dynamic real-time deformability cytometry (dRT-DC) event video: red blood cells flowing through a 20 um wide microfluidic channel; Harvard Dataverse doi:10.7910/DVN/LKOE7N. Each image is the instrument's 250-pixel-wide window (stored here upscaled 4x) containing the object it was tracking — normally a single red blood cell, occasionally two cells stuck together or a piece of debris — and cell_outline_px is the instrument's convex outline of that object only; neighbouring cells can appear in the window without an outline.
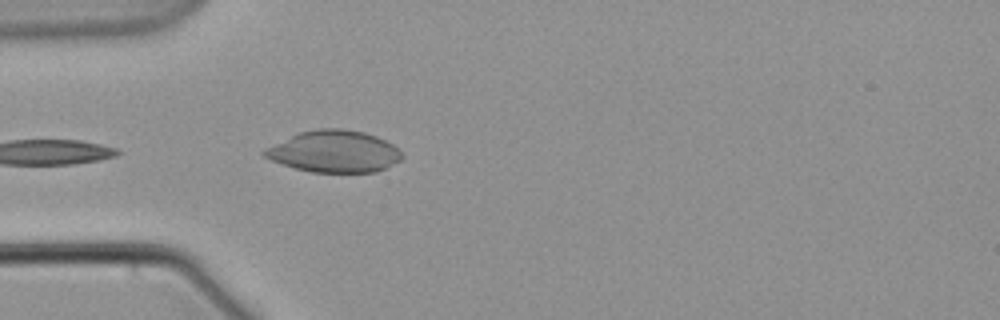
{"species": "common noctule bat (a hibernating species)", "species_latin": "Nyctalus noctula", "temperature_condition": "warm", "stored_images_in_passage": 6, "camera_frame_rate_fps": 3000, "um_per_image_px": 0.085, "animal": {"sex": "male", "body_mass_g": 21.5, "forearm_length_mm": 52.0}, "frame": {"image": 1, "passage_image": 6, "time_ms": 6.0, "image_size_px": [1000, 320], "cell_outline_px": [[404, 156], [400, 160], [376, 172], [312, 172], [296, 168], [272, 160], [264, 156], [260, 152], [300, 132], [320, 128], [340, 128], [364, 132], [376, 136], [392, 144]], "centroid_in_image_um": [28.43, 12.87], "position_along_channel_um": 56.6, "area_um2": 32.89}}